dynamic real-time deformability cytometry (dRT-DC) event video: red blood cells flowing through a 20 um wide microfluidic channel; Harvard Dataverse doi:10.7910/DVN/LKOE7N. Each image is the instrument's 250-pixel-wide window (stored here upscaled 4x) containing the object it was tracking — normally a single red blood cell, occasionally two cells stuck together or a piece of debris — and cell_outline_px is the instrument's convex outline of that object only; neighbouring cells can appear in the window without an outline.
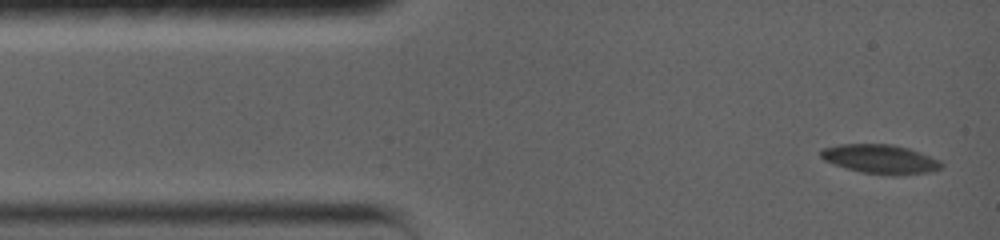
{"species": "common noctule bat (a hibernating species)", "species_latin": "Nyctalus noctula", "temperature_condition": "warm", "stored_images_in_passage": 11, "camera_frame_rate_fps": 5000, "um_per_image_px": 0.085, "animal": {"sex": "female", "body_mass_g": 19.0, "forearm_length_mm": 56.7}, "frame": {"image": 1, "passage_image": 1, "time_ms": 0.0, "image_size_px": [1000, 240], "cell_outline_px": [[944, 164], [940, 168], [928, 172], [892, 176], [860, 172], [824, 160], [820, 156], [820, 152], [824, 148], [840, 144], [892, 144], [908, 148], [920, 152], [940, 160]], "centroid_in_image_um": [74.85, 13.52], "position_along_channel_um": 10.1, "area_um2": 20.35}}
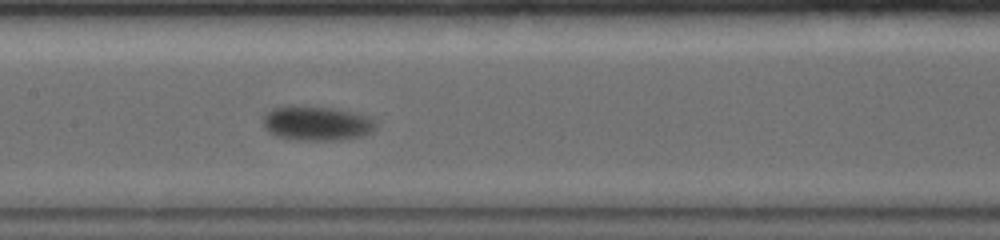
{"frame": {"image": 2, "passage_image": 7, "time_ms": 6.6, "image_size_px": [1000, 240], "cell_outline_px": [[372, 128], [368, 132], [360, 136], [332, 140], [292, 140], [276, 136], [268, 132], [264, 124], [264, 116], [272, 108], [292, 104], [332, 108], [364, 116], [372, 120]], "centroid_in_image_um": [26.77, 10.47], "position_along_channel_um": 180.6, "area_um2": 22.14}}
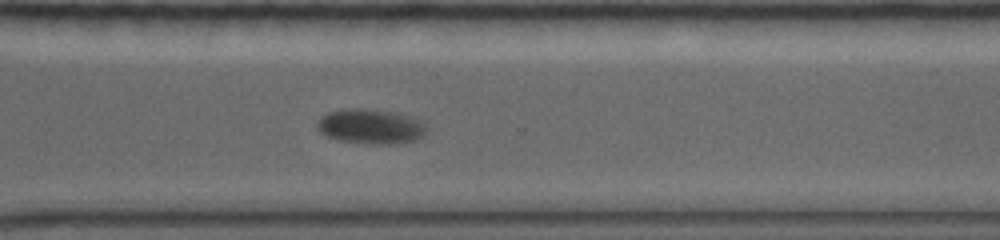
{"frame": {"image": 3, "passage_image": 11, "time_ms": 11.0, "image_size_px": [1000, 240], "cell_outline_px": [[420, 128], [416, 136], [408, 140], [352, 140], [332, 136], [324, 132], [320, 128], [320, 124], [332, 112], [376, 112], [392, 116], [416, 124]], "centroid_in_image_um": [31.31, 10.77], "position_along_channel_um": 339.3, "area_um2": 16.42}}